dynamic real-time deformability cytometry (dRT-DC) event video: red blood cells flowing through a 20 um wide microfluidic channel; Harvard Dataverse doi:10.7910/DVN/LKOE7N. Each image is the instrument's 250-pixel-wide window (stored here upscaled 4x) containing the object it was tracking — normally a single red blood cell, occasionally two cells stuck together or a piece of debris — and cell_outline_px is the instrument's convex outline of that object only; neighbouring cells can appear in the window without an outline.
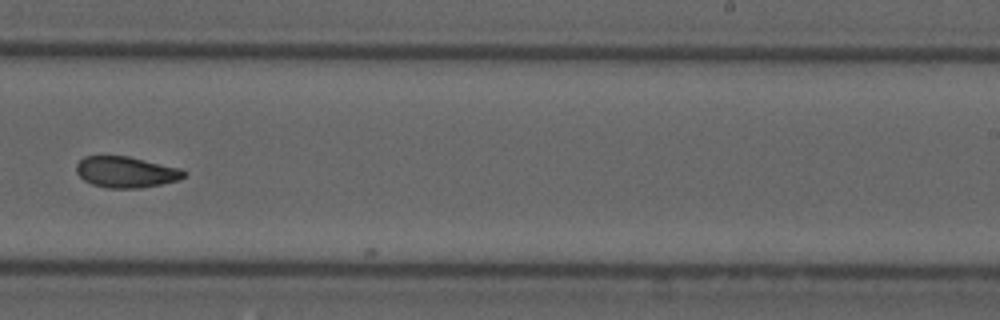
{"species": "common noctule bat (a hibernating species)", "species_latin": "Nyctalus noctula", "temperature_condition": "cold", "stored_images_in_passage": 9, "camera_frame_rate_fps": 3000, "um_per_image_px": 0.085, "animal": {"sex": "male", "forearm_length_mm": 52.5}, "frame": {"image": 1, "passage_image": 7, "time_ms": 2.0, "image_size_px": [1000, 320], "cell_outline_px": [[188, 172], [180, 180], [140, 188], [108, 188], [92, 184], [84, 180], [76, 172], [76, 164], [84, 156], [128, 156], [180, 168]], "centroid_in_image_um": [10.72, 14.62], "position_along_channel_um": 278.3, "area_um2": 19.48}}
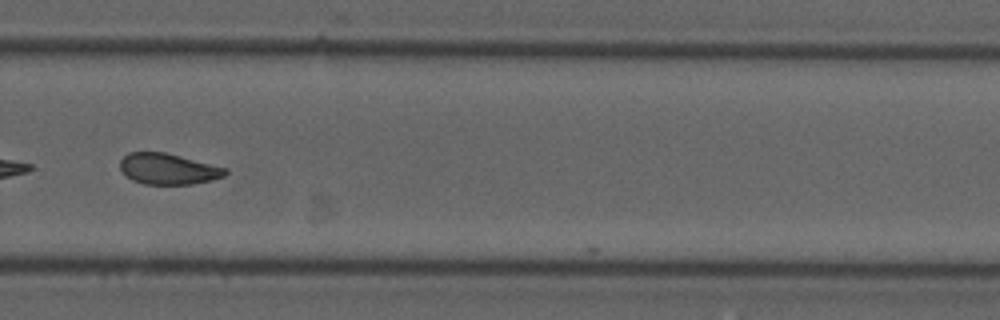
{"frame": {"image": 2, "passage_image": 8, "time_ms": 2.333, "image_size_px": [1000, 320], "cell_outline_px": [[228, 172], [224, 176], [212, 180], [192, 184], [144, 184], [132, 180], [120, 168], [120, 160], [128, 152], [164, 152], [228, 168]], "centroid_in_image_um": [14.31, 14.36], "position_along_channel_um": 315.5, "area_um2": 18.9}}